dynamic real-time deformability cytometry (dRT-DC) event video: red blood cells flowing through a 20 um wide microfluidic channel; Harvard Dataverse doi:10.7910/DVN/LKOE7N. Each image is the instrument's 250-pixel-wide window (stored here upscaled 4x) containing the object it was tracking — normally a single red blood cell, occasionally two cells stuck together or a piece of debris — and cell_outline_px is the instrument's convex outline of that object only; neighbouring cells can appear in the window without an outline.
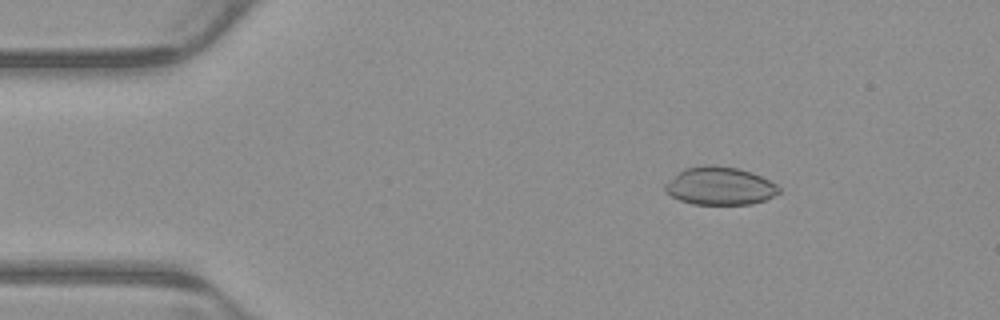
{"species": "common noctule bat (a hibernating species)", "species_latin": "Nyctalus noctula", "temperature_condition": "warm", "stored_images_in_passage": 4, "camera_frame_rate_fps": 3000, "um_per_image_px": 0.085, "animal": {"sex": "male", "body_mass_g": 23.1, "forearm_length_mm": 52.7}, "frame": {"image": 1, "passage_image": 2, "time_ms": 0.333, "image_size_px": [1000, 320], "cell_outline_px": [[780, 192], [764, 200], [752, 204], [692, 204], [680, 200], [664, 192], [664, 184], [684, 168], [704, 164], [712, 164], [736, 168], [752, 172], [776, 184], [780, 188]], "centroid_in_image_um": [61.16, 15.8], "position_along_channel_um": 23.8, "area_um2": 25.2}}
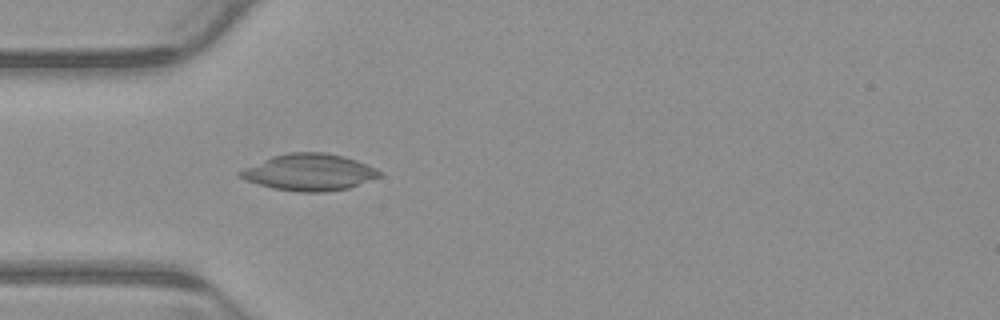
{"frame": {"image": 2, "passage_image": 4, "time_ms": 1.0, "image_size_px": [1000, 320], "cell_outline_px": [[380, 176], [348, 188], [324, 192], [300, 192], [272, 188], [244, 180], [236, 176], [236, 172], [244, 168], [272, 156], [288, 152], [324, 152], [344, 156], [356, 160], [376, 168], [380, 172]], "centroid_in_image_um": [26.23, 14.64], "position_along_channel_um": 58.8, "area_um2": 29.77}}